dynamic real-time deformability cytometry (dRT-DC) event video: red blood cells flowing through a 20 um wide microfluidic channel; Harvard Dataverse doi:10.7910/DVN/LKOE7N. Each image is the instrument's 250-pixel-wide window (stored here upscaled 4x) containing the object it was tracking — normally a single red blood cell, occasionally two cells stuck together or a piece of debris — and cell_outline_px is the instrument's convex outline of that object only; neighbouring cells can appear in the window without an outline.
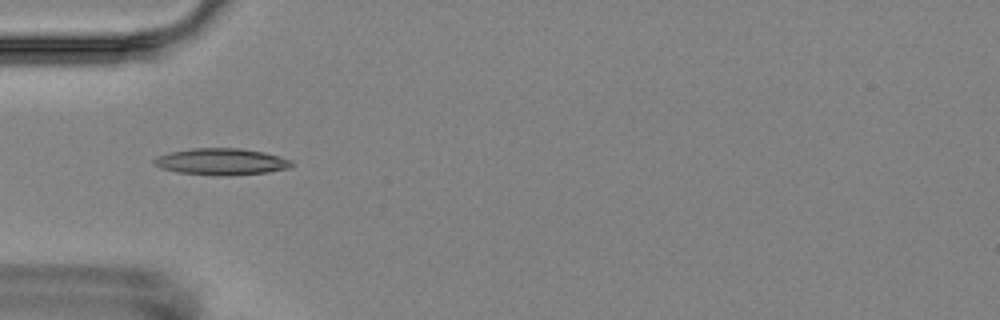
{"species": "Egyptian fruit bat (a non-hibernating species)", "species_latin": "Rousettus aegyptiacus", "temperature_condition": "room temperature", "stored_images_in_passage": 10, "camera_frame_rate_fps": 3000, "um_per_image_px": 0.085, "animal": {"sex": "female"}, "frame": {"image": 1, "passage_image": 3, "time_ms": 3.333, "image_size_px": [1000, 320], "cell_outline_px": [[292, 168], [268, 172], [228, 176], [216, 176], [176, 172], [160, 168], [152, 164], [152, 160], [156, 156], [168, 152], [192, 148], [240, 148], [264, 152], [280, 156], [292, 160]], "centroid_in_image_um": [18.79, 13.75], "position_along_channel_um": 66.2, "area_um2": 21.79}}
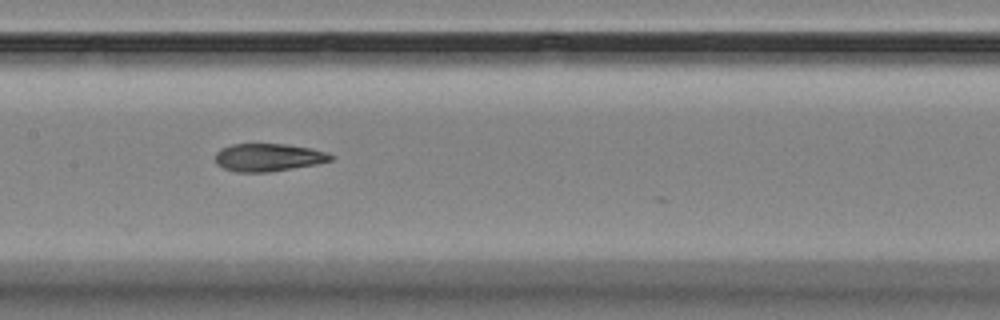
{"frame": {"image": 2, "passage_image": 6, "time_ms": 6.667, "image_size_px": [1000, 320], "cell_outline_px": [[332, 160], [316, 164], [268, 172], [236, 172], [224, 168], [216, 164], [216, 152], [220, 148], [232, 144], [284, 144], [312, 148], [328, 152], [332, 156]], "centroid_in_image_um": [22.79, 13.37], "position_along_channel_um": 184.6, "area_um2": 18.67}}
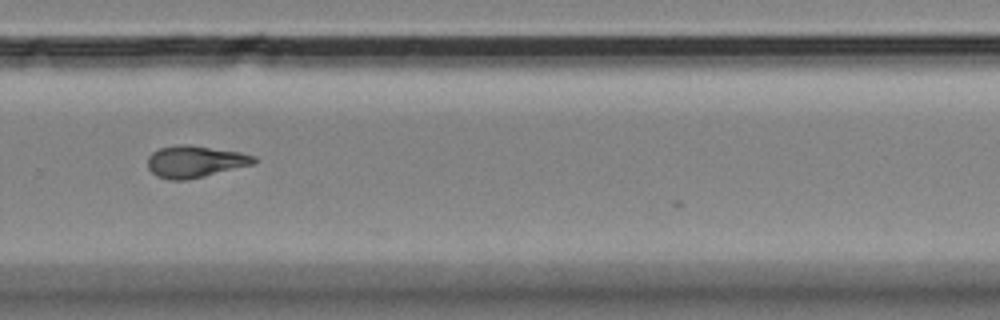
{"frame": {"image": 3, "passage_image": 9, "time_ms": 10.333, "image_size_px": [1000, 320], "cell_outline_px": [[256, 160], [252, 164], [188, 180], [168, 180], [156, 176], [148, 168], [148, 156], [152, 152], [160, 148], [180, 144], [188, 144], [240, 152], [256, 156]], "centroid_in_image_um": [16.54, 13.73], "position_along_channel_um": 313.3, "area_um2": 19.65}}